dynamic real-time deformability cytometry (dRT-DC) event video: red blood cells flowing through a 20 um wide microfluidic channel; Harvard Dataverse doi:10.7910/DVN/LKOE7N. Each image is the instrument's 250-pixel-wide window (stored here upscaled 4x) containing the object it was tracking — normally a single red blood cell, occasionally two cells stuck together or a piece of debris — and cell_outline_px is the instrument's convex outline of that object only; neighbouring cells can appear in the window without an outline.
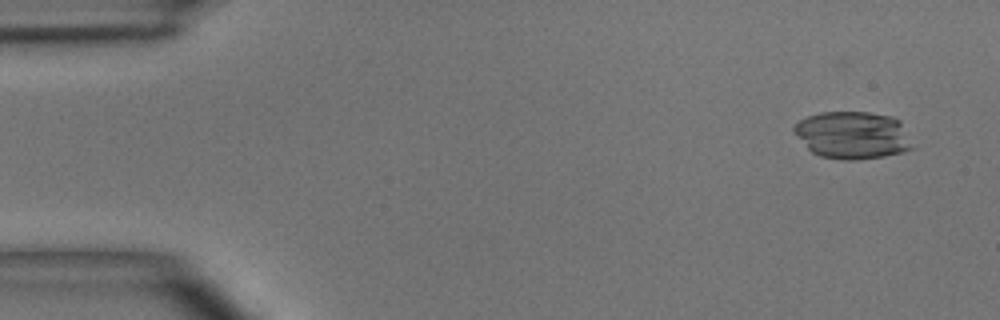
{"species": "common noctule bat (a hibernating species)", "species_latin": "Nyctalus noctula", "temperature_condition": "room temperature", "stored_images_in_passage": 4, "camera_frame_rate_fps": 3000, "um_per_image_px": 0.085, "animal": {"sex": "male", "body_mass_g": 15.6}, "frame": {"image": 1, "passage_image": 1, "time_ms": 0.0, "image_size_px": [1000, 320], "cell_outline_px": [[912, 148], [900, 152], [884, 156], [852, 160], [844, 160], [820, 156], [812, 152], [808, 148], [792, 128], [800, 120], [808, 116], [820, 112], [868, 112], [892, 116], [900, 120]], "centroid_in_image_um": [72.46, 11.47], "position_along_channel_um": 12.5, "area_um2": 32.25}}